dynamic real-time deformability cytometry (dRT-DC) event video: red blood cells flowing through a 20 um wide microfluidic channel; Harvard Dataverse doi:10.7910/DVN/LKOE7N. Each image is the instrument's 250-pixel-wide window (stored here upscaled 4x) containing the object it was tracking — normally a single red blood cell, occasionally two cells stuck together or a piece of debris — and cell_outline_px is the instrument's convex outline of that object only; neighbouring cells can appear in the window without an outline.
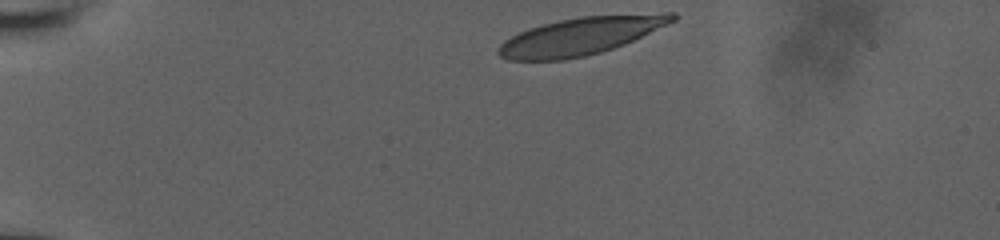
{"species": "human", "species_latin": "Homo sapiens", "temperature_condition": "room temperature", "stored_images_in_passage": 36, "camera_frame_rate_fps": 3000, "um_per_image_px": 0.085, "donor": {"sex": "male"}, "frame": {"image": 1, "passage_image": 1, "time_ms": 0.0, "image_size_px": [1000, 240], "cell_outline_px": [[680, 16], [676, 20], [668, 24], [624, 44], [600, 52], [584, 56], [564, 60], [508, 60], [500, 56], [496, 52], [496, 48], [504, 40], [528, 28], [560, 20], [580, 16], [664, 12], [676, 12]], "centroid_in_image_um": [49.38, 3.05], "position_along_channel_um": 35.6, "area_um2": 38.21}}
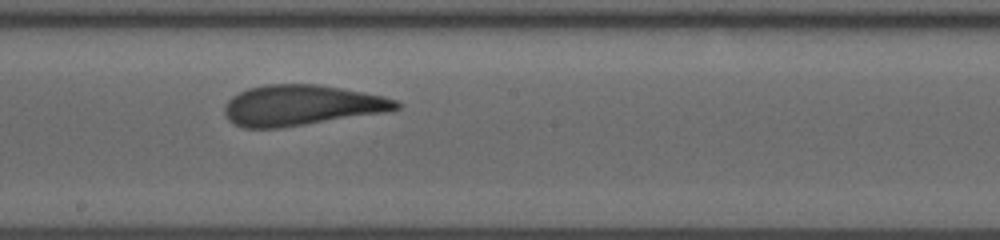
{"frame": {"image": 2, "passage_image": 21, "time_ms": 6.667, "image_size_px": [1000, 240], "cell_outline_px": [[400, 108], [384, 112], [280, 128], [244, 128], [228, 120], [224, 116], [224, 104], [232, 96], [248, 88], [264, 84], [316, 84], [340, 88], [384, 96], [396, 100], [400, 104]], "centroid_in_image_um": [25.56, 8.95], "position_along_channel_um": 222.6, "area_um2": 40.4}}
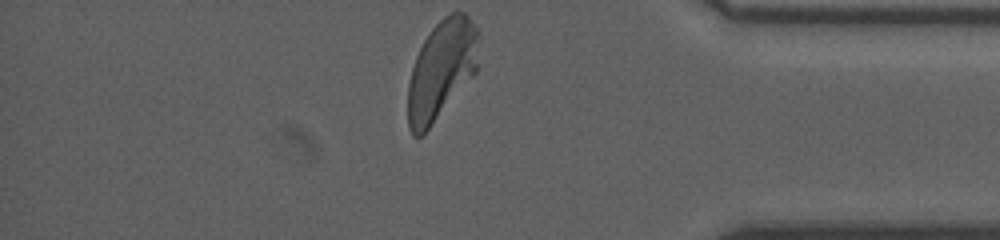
{"frame": {"image": 3, "passage_image": 36, "time_ms": 11.667, "image_size_px": [1000, 240], "cell_outline_px": [[480, 36], [476, 72], [428, 128], [420, 136], [412, 136], [408, 128], [408, 84], [412, 68], [416, 56], [424, 40], [432, 28], [444, 16], [452, 12], [464, 12], [468, 16], [480, 32]], "centroid_in_image_um": [37.53, 5.89], "position_along_channel_um": 397.7, "area_um2": 40.58}, "authors_computed_cell_mechanics": {"area_um2": 40.8068, "velocity_mm_per_s": 3.9143, "shape_relaxation_time_tau1_ms": 7.1949, "shape_relaxation_time_tau2_ms": 1.0288, "deformation_change_tau1": 0.2332, "deformation_change_tau2": 0.0818}}